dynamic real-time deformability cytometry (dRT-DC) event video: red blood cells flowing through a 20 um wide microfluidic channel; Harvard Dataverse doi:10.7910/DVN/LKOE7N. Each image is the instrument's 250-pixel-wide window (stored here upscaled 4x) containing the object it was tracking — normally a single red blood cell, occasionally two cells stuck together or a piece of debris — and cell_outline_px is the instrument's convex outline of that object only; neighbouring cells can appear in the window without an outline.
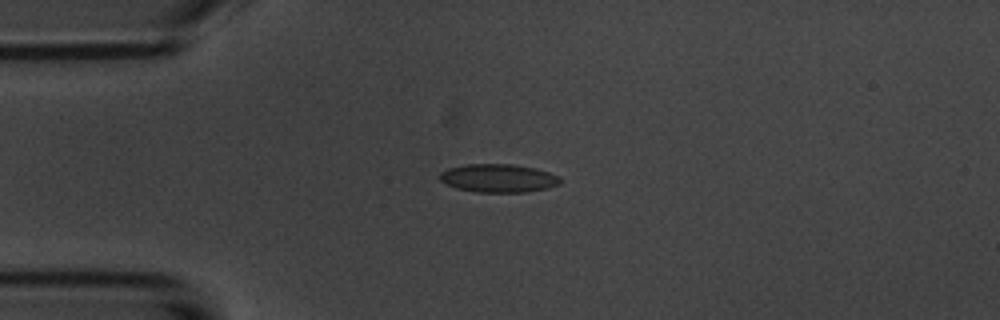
{"species": "common noctule bat (a hibernating species)", "species_latin": "Nyctalus noctula", "temperature_condition": "room temperature", "stored_images_in_passage": 10, "camera_frame_rate_fps": 3000, "um_per_image_px": 0.085, "animal": {"sex": "male", "body_mass_g": 20.1, "forearm_length_mm": 53.5}, "frame": {"image": 1, "passage_image": 4, "time_ms": 3.333, "image_size_px": [1000, 320], "cell_outline_px": [[564, 180], [560, 184], [548, 188], [528, 192], [476, 192], [456, 188], [440, 180], [440, 172], [448, 168], [468, 164], [512, 164], [536, 168], [560, 176]], "centroid_in_image_um": [42.42, 15.15], "position_along_channel_um": 42.6, "area_um2": 20.0}}
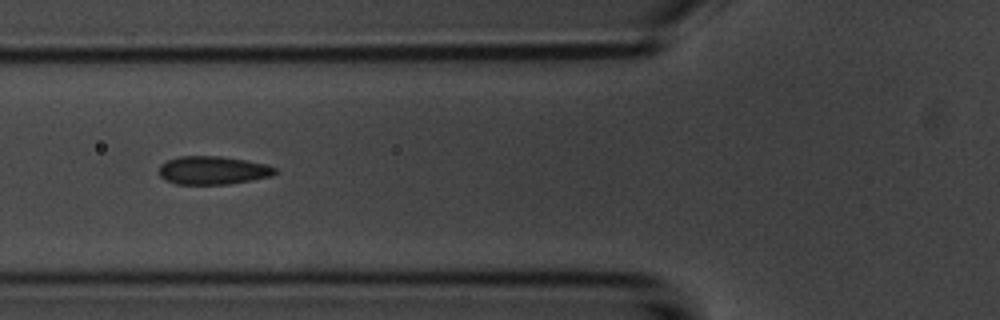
{"frame": {"image": 2, "passage_image": 6, "time_ms": 5.667, "image_size_px": [1000, 320], "cell_outline_px": [[276, 172], [272, 176], [228, 184], [176, 184], [164, 180], [160, 176], [160, 164], [168, 160], [180, 156], [220, 156], [244, 160], [264, 164], [276, 168]], "centroid_in_image_um": [18.06, 14.48], "position_along_channel_um": 107.7, "area_um2": 18.96}}
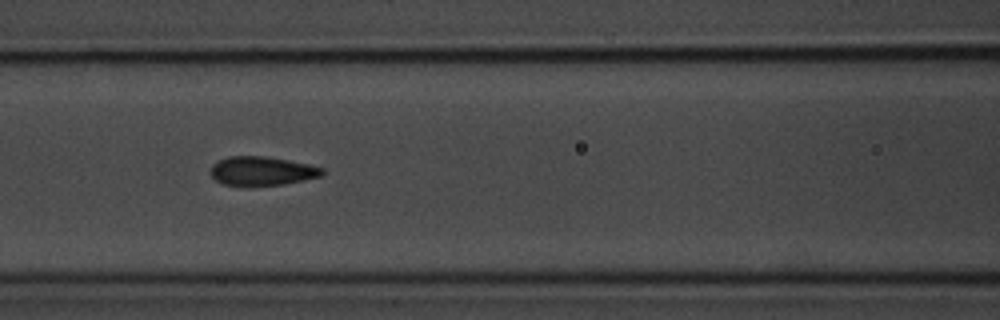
{"frame": {"image": 3, "passage_image": 7, "time_ms": 6.667, "image_size_px": [1000, 320], "cell_outline_px": [[324, 172], [320, 176], [304, 180], [284, 184], [252, 188], [240, 188], [224, 184], [216, 180], [212, 176], [212, 164], [228, 156], [264, 156], [288, 160], [308, 164], [324, 168]], "centroid_in_image_um": [22.24, 14.58], "position_along_channel_um": 144.4, "area_um2": 19.31}}